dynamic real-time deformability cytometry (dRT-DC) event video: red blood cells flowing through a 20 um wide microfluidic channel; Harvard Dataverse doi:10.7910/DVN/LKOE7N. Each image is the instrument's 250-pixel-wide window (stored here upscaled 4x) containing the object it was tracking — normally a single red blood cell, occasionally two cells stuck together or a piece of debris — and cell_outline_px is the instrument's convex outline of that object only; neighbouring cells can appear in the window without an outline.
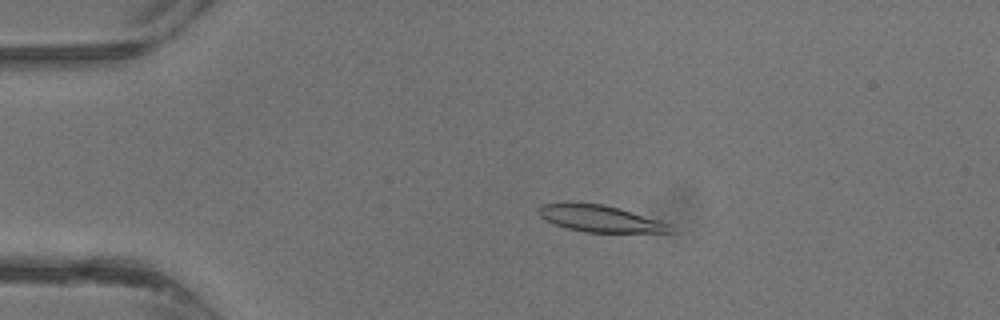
{"species": "common noctule bat (a hibernating species)", "species_latin": "Nyctalus noctula", "temperature_condition": "warm", "stored_images_in_passage": 38, "camera_frame_rate_fps": 3000, "um_per_image_px": 0.085, "animal": {"sex": "male", "body_mass_g": 13.3}, "frame": {"image": 1, "passage_image": 8, "time_ms": 2.333, "image_size_px": [1000, 320], "cell_outline_px": [[676, 232], [584, 232], [568, 228], [556, 224], [540, 216], [536, 212], [536, 208], [540, 204], [604, 204], [620, 208], [672, 224]], "centroid_in_image_um": [51.07, 18.59], "position_along_channel_um": 33.9, "area_um2": 20.17}}
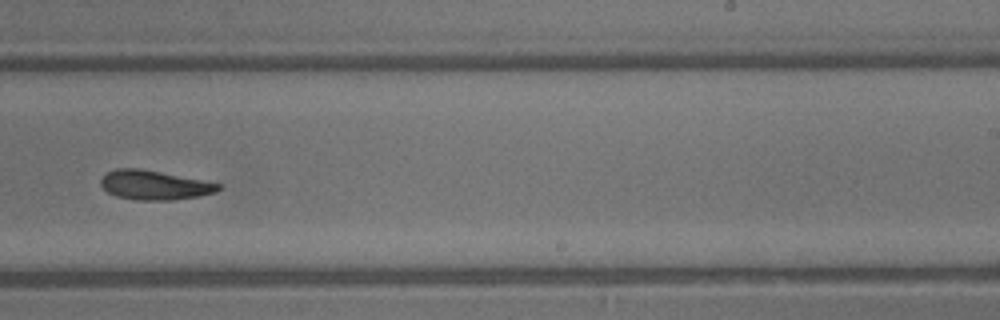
{"frame": {"image": 2, "passage_image": 24, "time_ms": 7.667, "image_size_px": [1000, 320], "cell_outline_px": [[220, 188], [216, 192], [200, 196], [172, 200], [136, 200], [116, 196], [108, 192], [100, 184], [100, 180], [108, 172], [116, 168], [140, 168], [220, 184]], "centroid_in_image_um": [13.09, 15.74], "position_along_channel_um": 275.9, "area_um2": 19.83}}
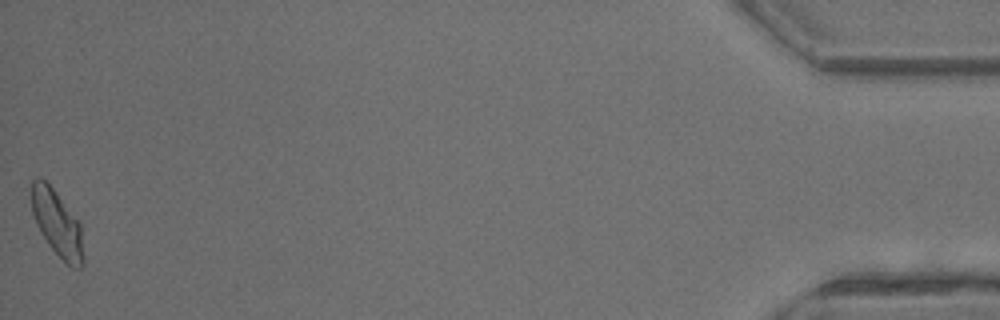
{"frame": {"image": 3, "passage_image": 38, "time_ms": 12.333, "image_size_px": [1000, 320], "cell_outline_px": [[84, 264], [80, 268], [72, 268], [48, 244], [40, 232], [36, 224], [32, 212], [32, 180], [36, 176], [40, 176], [56, 192], [80, 220], [84, 256]], "centroid_in_image_um": [4.88, 18.98], "position_along_channel_um": 430.3, "area_um2": 20.11}}